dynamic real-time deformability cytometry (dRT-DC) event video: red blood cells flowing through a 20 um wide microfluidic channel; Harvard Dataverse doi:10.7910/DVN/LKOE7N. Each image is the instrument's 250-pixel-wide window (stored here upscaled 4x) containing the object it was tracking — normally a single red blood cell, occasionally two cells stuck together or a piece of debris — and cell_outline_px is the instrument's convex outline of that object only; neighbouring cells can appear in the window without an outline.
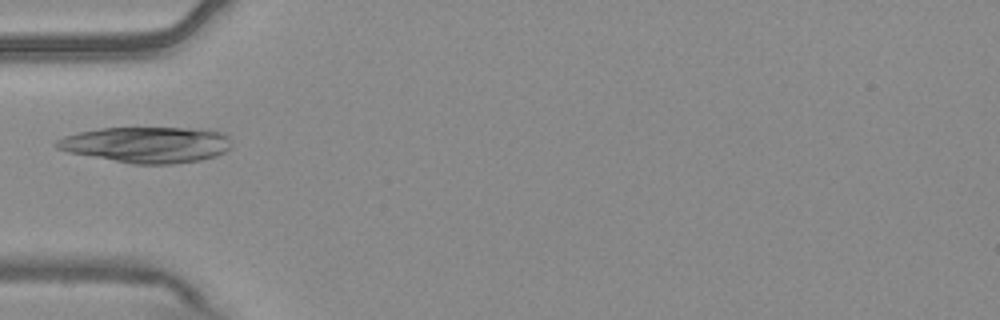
{"species": "common noctule bat (a hibernating species)", "species_latin": "Nyctalus noctula", "temperature_condition": "warm", "stored_images_in_passage": 4, "camera_frame_rate_fps": 3000, "um_per_image_px": 0.085, "animal": {"sex": "male", "body_mass_g": 20.4}, "frame": {"image": 1, "passage_image": 4, "time_ms": 1.0, "image_size_px": [1000, 320], "cell_outline_px": [[232, 148], [216, 156], [200, 160], [172, 164], [132, 164], [68, 152], [56, 148], [52, 144], [56, 140], [64, 136], [80, 132], [100, 128], [204, 128], [220, 132], [228, 136], [232, 140]], "centroid_in_image_um": [12.5, 12.29], "position_along_channel_um": 72.5, "area_um2": 36.99}}